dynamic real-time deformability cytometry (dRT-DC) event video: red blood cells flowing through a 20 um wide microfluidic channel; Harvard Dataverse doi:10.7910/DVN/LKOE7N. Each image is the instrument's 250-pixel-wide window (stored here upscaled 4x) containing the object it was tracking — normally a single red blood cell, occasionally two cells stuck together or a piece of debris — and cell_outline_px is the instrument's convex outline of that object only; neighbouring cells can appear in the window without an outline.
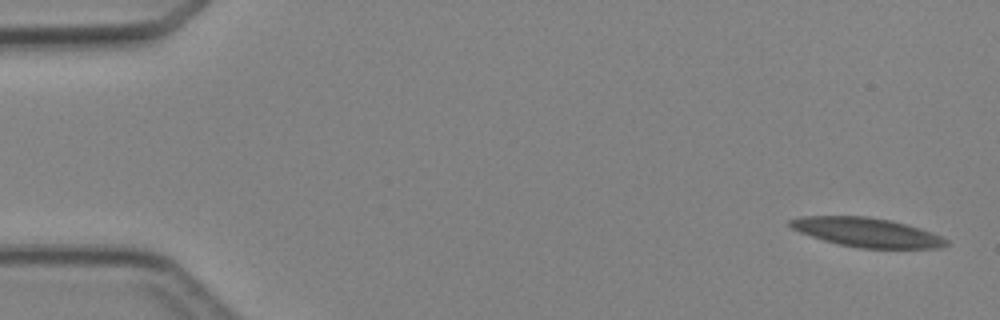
{"species": "Egyptian fruit bat (a non-hibernating species)", "species_latin": "Rousettus aegyptiacus", "temperature_condition": "cold", "stored_images_in_passage": 6, "camera_frame_rate_fps": 3000, "um_per_image_px": 0.085, "animal": {"sex": "female"}, "frame": {"image": 1, "passage_image": 1, "time_ms": 0.0, "image_size_px": [1000, 320], "cell_outline_px": [[948, 244], [944, 248], [860, 248], [840, 244], [824, 240], [800, 232], [792, 228], [788, 224], [788, 220], [800, 216], [868, 216], [892, 220], [940, 236], [948, 240]], "centroid_in_image_um": [73.65, 19.74], "position_along_channel_um": 11.3, "area_um2": 26.24}}
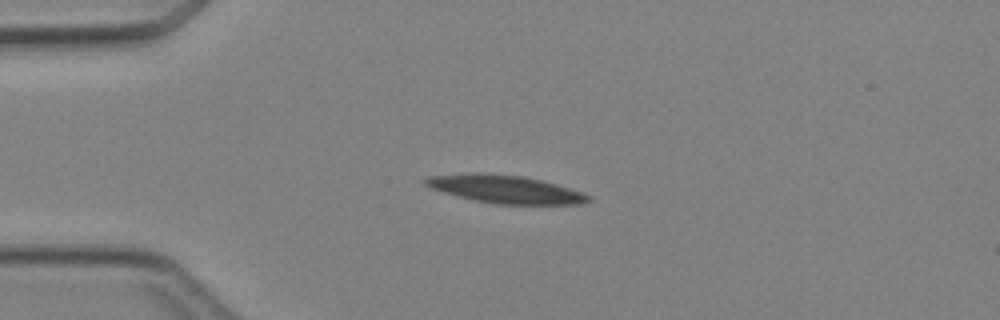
{"frame": {"image": 2, "passage_image": 4, "time_ms": 3.333, "image_size_px": [1000, 320], "cell_outline_px": [[592, 200], [580, 204], [500, 204], [476, 200], [444, 192], [432, 188], [424, 184], [420, 180], [428, 176], [476, 172], [480, 172], [524, 176], [556, 184], [592, 196]], "centroid_in_image_um": [42.93, 16.06], "position_along_channel_um": 42.1, "area_um2": 26.3}}
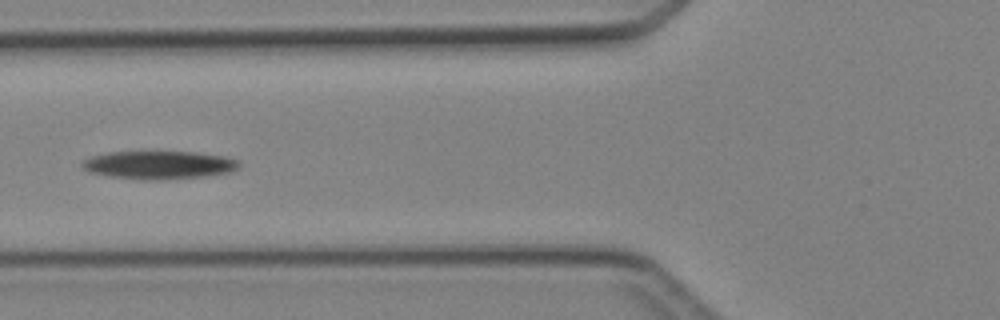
{"frame": {"image": 3, "passage_image": 6, "time_ms": 5.667, "image_size_px": [1000, 320], "cell_outline_px": [[240, 168], [232, 172], [204, 176], [160, 180], [144, 180], [108, 176], [88, 172], [80, 164], [84, 160], [92, 156], [108, 152], [196, 152], [224, 156], [240, 160]], "centroid_in_image_um": [13.54, 14.03], "position_along_channel_um": 112.3, "area_um2": 25.89}}